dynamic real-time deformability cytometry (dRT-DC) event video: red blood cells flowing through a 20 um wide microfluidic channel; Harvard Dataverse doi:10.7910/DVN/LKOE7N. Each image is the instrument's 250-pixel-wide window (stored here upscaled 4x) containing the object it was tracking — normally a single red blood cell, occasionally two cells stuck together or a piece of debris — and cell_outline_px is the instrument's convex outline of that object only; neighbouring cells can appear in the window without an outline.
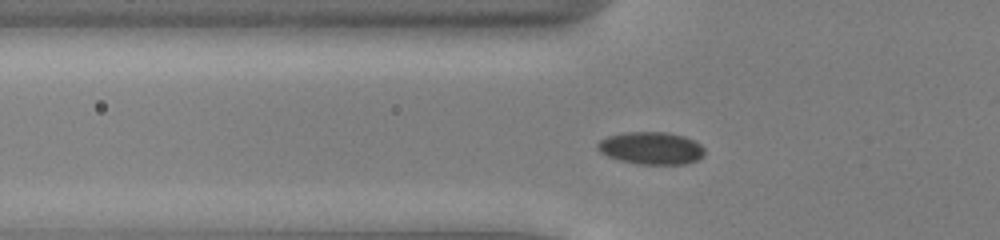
{"species": "common noctule bat (a hibernating species)", "species_latin": "Nyctalus noctula", "temperature_condition": "cold", "stored_images_in_passage": 40, "camera_frame_rate_fps": 3000, "um_per_image_px": 0.085, "animal": {"sex": "male", "body_mass_g": 13.0, "forearm_length_mm": 53.1}, "frame": {"image": 1, "passage_image": 11, "time_ms": 3.333, "image_size_px": [1000, 240], "cell_outline_px": [[704, 156], [688, 164], [640, 164], [620, 160], [608, 156], [600, 152], [596, 148], [596, 144], [600, 140], [608, 136], [624, 132], [668, 132], [684, 136], [700, 144], [704, 148]], "centroid_in_image_um": [55.35, 12.59], "position_along_channel_um": 70.5, "area_um2": 20.29}}
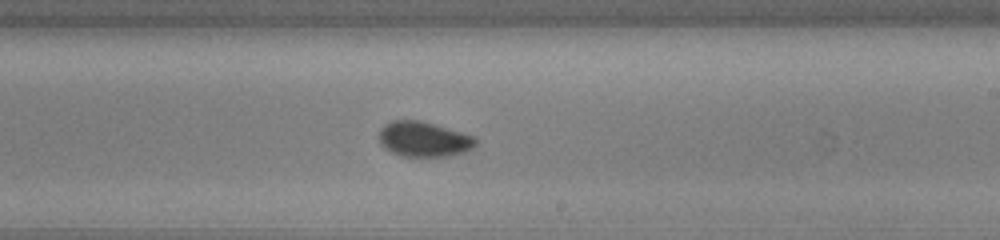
{"frame": {"image": 2, "passage_image": 25, "time_ms": 8.0, "image_size_px": [1000, 240], "cell_outline_px": [[476, 144], [468, 152], [448, 156], [400, 156], [384, 148], [380, 144], [380, 128], [384, 124], [392, 120], [420, 120], [460, 132], [472, 136], [476, 140]], "centroid_in_image_um": [36.0, 11.84], "position_along_channel_um": 253.0, "area_um2": 19.71}}
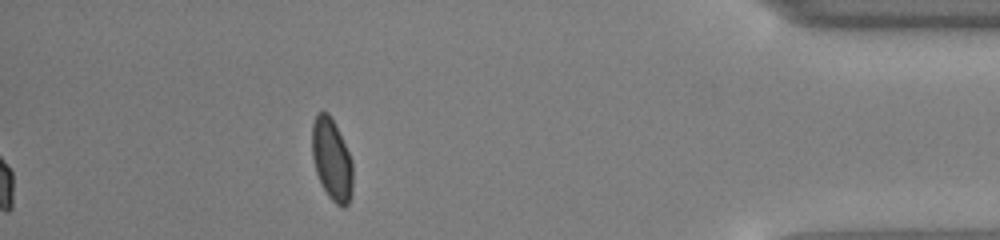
{"frame": {"image": 3, "passage_image": 40, "time_ms": 13.0, "image_size_px": [1000, 240], "cell_outline_px": [[352, 192], [348, 204], [344, 208], [340, 208], [328, 196], [316, 172], [312, 156], [312, 124], [316, 112], [328, 112], [352, 160]], "centroid_in_image_um": [28.19, 13.59], "position_along_channel_um": 407.0, "area_um2": 19.19}, "authors_computed_cell_mechanics": {"area_um2": 19.5653, "velocity_mm_per_s": 3.9398, "shape_relaxation_time_tau1_ms": 1.8332, "shape_relaxation_time_tau2_ms": 1.0955, "deformation_change_tau1": 0.0725, "deformation_change_tau2": 0.0472}}